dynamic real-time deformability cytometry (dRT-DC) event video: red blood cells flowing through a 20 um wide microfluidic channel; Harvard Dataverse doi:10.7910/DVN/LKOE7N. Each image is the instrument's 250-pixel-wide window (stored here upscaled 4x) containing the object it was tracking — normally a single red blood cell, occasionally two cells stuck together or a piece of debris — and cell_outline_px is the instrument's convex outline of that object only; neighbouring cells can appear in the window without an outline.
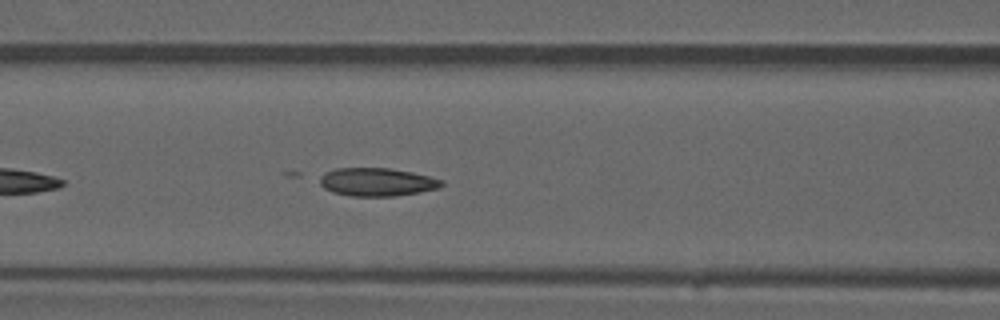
{"species": "common noctule bat (a hibernating species)", "species_latin": "Nyctalus noctula", "temperature_condition": "warm", "stored_images_in_passage": 37, "camera_frame_rate_fps": 3000, "um_per_image_px": 0.085, "animal": {"sex": "male", "forearm_length_mm": 52.5}, "frame": {"image": 1, "passage_image": 9, "time_ms": 2.667, "image_size_px": [1000, 320], "cell_outline_px": [[444, 184], [440, 188], [420, 192], [396, 196], [348, 196], [332, 192], [324, 188], [320, 184], [316, 176], [324, 172], [336, 168], [388, 168], [412, 172], [444, 180]], "centroid_in_image_um": [32.0, 15.47], "position_along_channel_um": 134.6, "area_um2": 20.35}}